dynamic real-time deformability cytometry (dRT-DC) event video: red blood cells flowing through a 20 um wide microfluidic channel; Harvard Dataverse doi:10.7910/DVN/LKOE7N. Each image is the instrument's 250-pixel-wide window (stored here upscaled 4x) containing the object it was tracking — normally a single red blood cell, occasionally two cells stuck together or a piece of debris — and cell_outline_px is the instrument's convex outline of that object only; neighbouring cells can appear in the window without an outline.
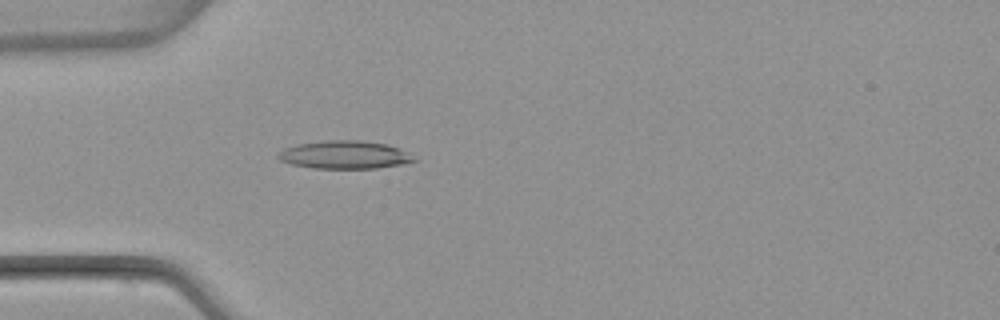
{"species": "common noctule bat (a hibernating species)", "species_latin": "Nyctalus noctula", "temperature_condition": "warm", "stored_images_in_passage": 1, "camera_frame_rate_fps": 3000, "um_per_image_px": 0.085, "animal": {"sex": "female", "body_mass_g": 22.7, "forearm_length_mm": 54.2}, "frame": {"image": 1, "passage_image": 1, "time_ms": 0.0, "image_size_px": [1000, 320], "cell_outline_px": [[420, 160], [404, 164], [376, 168], [312, 168], [292, 164], [280, 160], [276, 156], [284, 148], [296, 144], [324, 140], [360, 140], [388, 144], [400, 148]], "centroid_in_image_um": [29.33, 13.15], "position_along_channel_um": 55.7, "area_um2": 22.37}}